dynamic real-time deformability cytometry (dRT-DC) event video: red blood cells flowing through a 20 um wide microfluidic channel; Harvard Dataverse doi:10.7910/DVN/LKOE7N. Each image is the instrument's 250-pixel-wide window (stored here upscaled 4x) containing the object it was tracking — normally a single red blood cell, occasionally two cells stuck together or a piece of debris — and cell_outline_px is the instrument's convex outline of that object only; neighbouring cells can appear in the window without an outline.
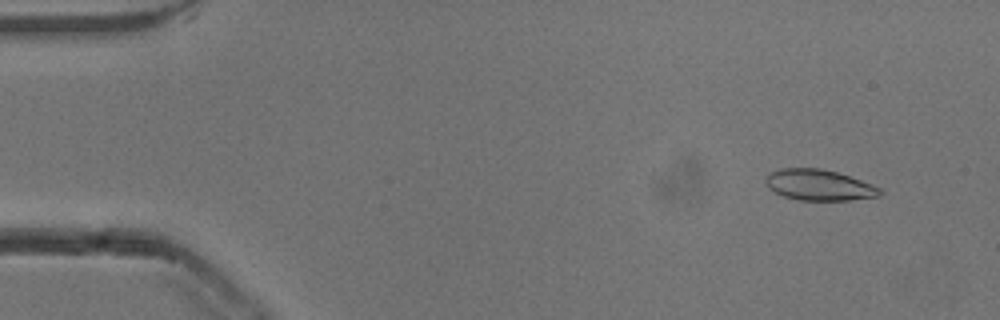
{"species": "common noctule bat (a hibernating species)", "species_latin": "Nyctalus noctula", "temperature_condition": "cold", "stored_images_in_passage": 54, "camera_frame_rate_fps": 3000, "um_per_image_px": 0.085, "animal": {"sex": "male", "body_mass_g": 13.3}, "frame": {"image": 1, "passage_image": 5, "time_ms": 1.333, "image_size_px": [1000, 320], "cell_outline_px": [[880, 196], [848, 200], [796, 200], [784, 196], [768, 188], [764, 180], [768, 172], [780, 168], [820, 168], [836, 172], [872, 184], [880, 188]], "centroid_in_image_um": [69.56, 15.72], "position_along_channel_um": 15.4, "area_um2": 20.52}}
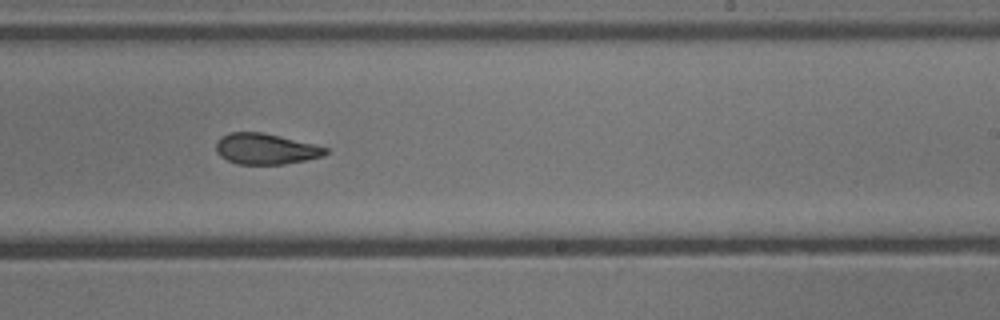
{"frame": {"image": 2, "passage_image": 33, "time_ms": 10.667, "image_size_px": [1000, 320], "cell_outline_px": [[328, 152], [324, 156], [284, 164], [236, 164], [220, 156], [216, 152], [216, 140], [220, 136], [228, 132], [260, 132], [312, 144], [328, 148]], "centroid_in_image_um": [22.52, 12.66], "position_along_channel_um": 266.5, "area_um2": 19.54}}
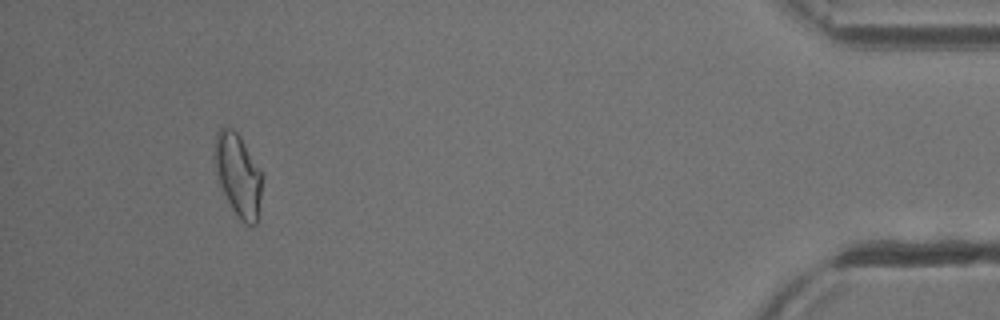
{"frame": {"image": 3, "passage_image": 50, "time_ms": 16.333, "image_size_px": [1000, 320], "cell_outline_px": [[260, 196], [256, 224], [252, 228], [240, 220], [232, 208], [220, 184], [216, 172], [216, 132], [220, 128], [232, 128], [240, 136], [260, 172]], "centroid_in_image_um": [20.23, 14.91], "position_along_channel_um": 415.0, "area_um2": 21.79}, "authors_computed_cell_mechanics": {"area_um2": 20.8658, "velocity_mm_per_s": 3.8514, "shape_relaxation_time_tau1_ms": 10.5353, "shape_relaxation_time_tau2_ms": 3.2558, "deformation_change_tau1": 0.1999, "deformation_change_tau2": 0.1016}}